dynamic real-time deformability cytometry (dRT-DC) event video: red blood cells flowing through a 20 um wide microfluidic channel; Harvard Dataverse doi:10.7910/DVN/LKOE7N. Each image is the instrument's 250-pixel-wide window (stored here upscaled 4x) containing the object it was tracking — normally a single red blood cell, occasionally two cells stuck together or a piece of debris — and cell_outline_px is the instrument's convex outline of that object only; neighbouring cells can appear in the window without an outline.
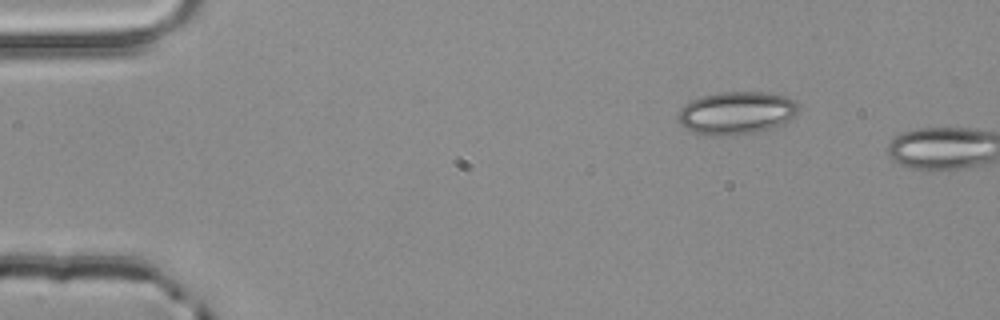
{"species": "common noctule bat (a hibernating species)", "species_latin": "Nyctalus noctula", "temperature_condition": "room temperature", "stored_images_in_passage": 2, "camera_frame_rate_fps": 3000, "um_per_image_px": 0.085, "animal": {"sex": "male", "body_mass_g": 20.4}, "frame": {"image": 1, "passage_image": 1, "time_ms": 0.0, "image_size_px": [1000, 320], "cell_outline_px": [[800, 108], [788, 120], [772, 128], [756, 132], [732, 136], [712, 136], [692, 132], [680, 124], [680, 108], [684, 104], [700, 96], [720, 92], [764, 92], [784, 96], [796, 100], [800, 104]], "centroid_in_image_um": [62.6, 9.6], "position_along_channel_um": 22.4, "area_um2": 30.11}}